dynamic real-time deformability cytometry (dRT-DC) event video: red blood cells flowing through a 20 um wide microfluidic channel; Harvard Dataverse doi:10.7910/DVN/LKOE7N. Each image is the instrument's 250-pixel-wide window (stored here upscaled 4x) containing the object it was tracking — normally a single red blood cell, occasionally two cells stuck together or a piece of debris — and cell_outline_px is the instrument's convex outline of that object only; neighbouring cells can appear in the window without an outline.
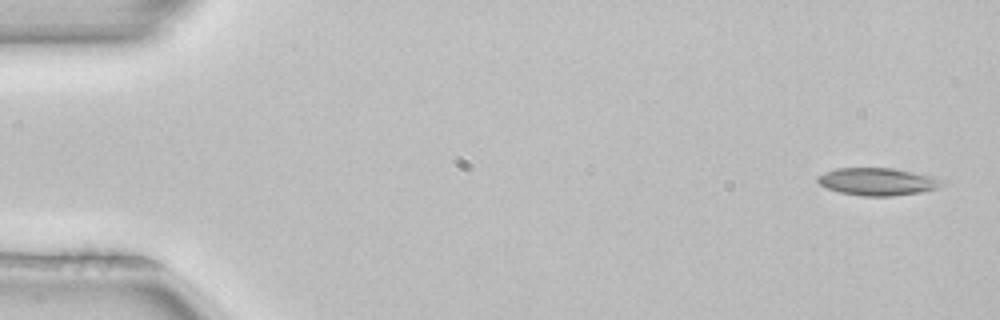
{"species": "common noctule bat (a hibernating species)", "species_latin": "Nyctalus noctula", "temperature_condition": "room temperature", "stored_images_in_passage": 4, "camera_frame_rate_fps": 3000, "um_per_image_px": 0.085, "animal": {"sex": "female", "body_mass_g": 22.7, "forearm_length_mm": 54.2}, "frame": {"image": 1, "passage_image": 1, "time_ms": 0.0, "image_size_px": [1000, 320], "cell_outline_px": [[944, 184], [940, 188], [920, 192], [892, 196], [864, 196], [840, 192], [828, 188], [820, 184], [816, 180], [816, 176], [824, 172], [836, 168], [892, 168], [932, 176], [940, 180]], "centroid_in_image_um": [74.57, 15.44], "position_along_channel_um": 10.4, "area_um2": 19.83}}
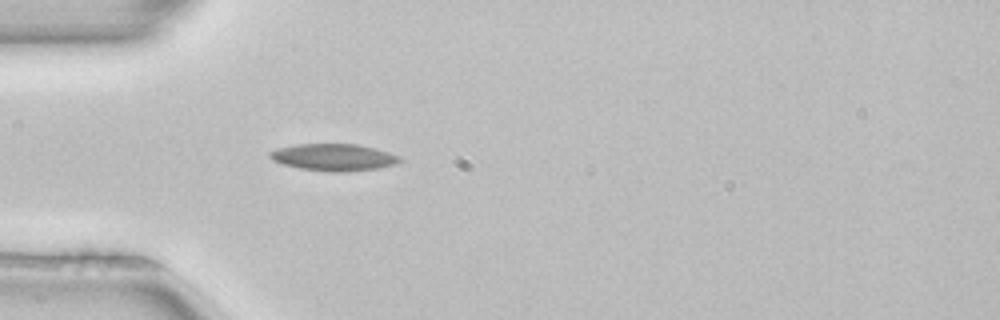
{"frame": {"image": 2, "passage_image": 4, "time_ms": 1.0, "image_size_px": [1000, 320], "cell_outline_px": [[404, 160], [396, 164], [376, 168], [344, 172], [328, 172], [300, 168], [284, 164], [272, 160], [268, 156], [268, 152], [280, 148], [296, 144], [356, 144], [376, 148], [400, 156]], "centroid_in_image_um": [28.38, 13.37], "position_along_channel_um": 56.6, "area_um2": 20.4}}